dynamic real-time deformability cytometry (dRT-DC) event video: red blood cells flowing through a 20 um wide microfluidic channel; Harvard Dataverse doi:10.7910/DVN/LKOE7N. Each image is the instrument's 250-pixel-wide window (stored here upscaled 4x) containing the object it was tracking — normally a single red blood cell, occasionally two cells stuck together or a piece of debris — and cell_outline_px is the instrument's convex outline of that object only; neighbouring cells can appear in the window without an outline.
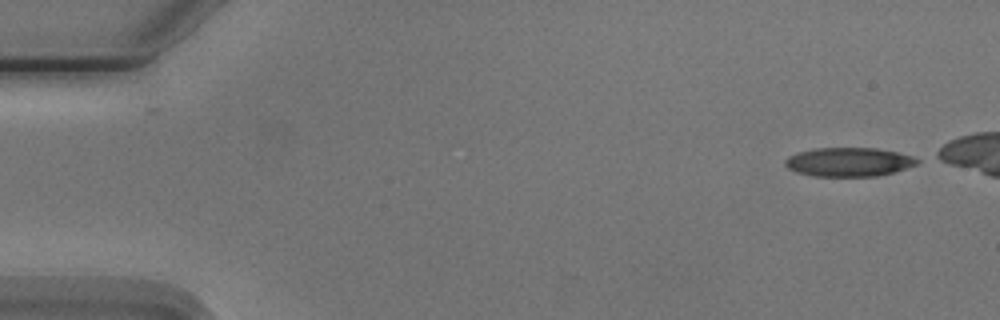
{"species": "Egyptian fruit bat (a non-hibernating species)", "species_latin": "Rousettus aegyptiacus", "temperature_condition": "cold", "stored_images_in_passage": 3, "segment_of_instrument_passage": [2, 2], "camera_frame_rate_fps": 3000, "um_per_image_px": 0.085, "animal": {"sex": "male"}, "frame": {"image": 1, "passage_image": 3, "time_ms": 3.333, "image_size_px": [1000, 320], "cell_outline_px": [[920, 160], [916, 164], [892, 172], [876, 176], [812, 176], [796, 172], [788, 168], [784, 164], [784, 160], [788, 156], [796, 152], [816, 148], [876, 148], [896, 152], [912, 156]], "centroid_in_image_um": [72.08, 13.76], "position_along_channel_um": 12.9, "area_um2": 22.14}}